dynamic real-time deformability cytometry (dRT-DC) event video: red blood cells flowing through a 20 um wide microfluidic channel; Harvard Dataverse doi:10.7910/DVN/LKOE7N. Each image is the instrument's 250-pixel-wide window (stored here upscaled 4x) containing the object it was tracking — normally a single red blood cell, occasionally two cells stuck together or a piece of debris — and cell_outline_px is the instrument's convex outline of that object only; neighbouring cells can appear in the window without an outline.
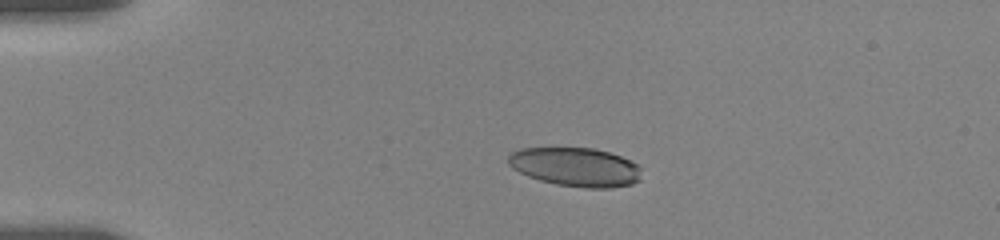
{"species": "human", "species_latin": "Homo sapiens", "temperature_condition": "room temperature", "stored_images_in_passage": 9, "camera_frame_rate_fps": 3000, "um_per_image_px": 0.085, "donor": {"sex": "female"}, "frame": {"image": 1, "passage_image": 6, "time_ms": 3.333, "image_size_px": [1000, 240], "cell_outline_px": [[640, 180], [632, 184], [612, 188], [584, 188], [556, 184], [540, 180], [528, 176], [512, 168], [508, 164], [508, 152], [520, 148], [596, 148], [632, 160], [640, 168]], "centroid_in_image_um": [48.91, 14.19], "position_along_channel_um": 36.1, "area_um2": 30.4}}
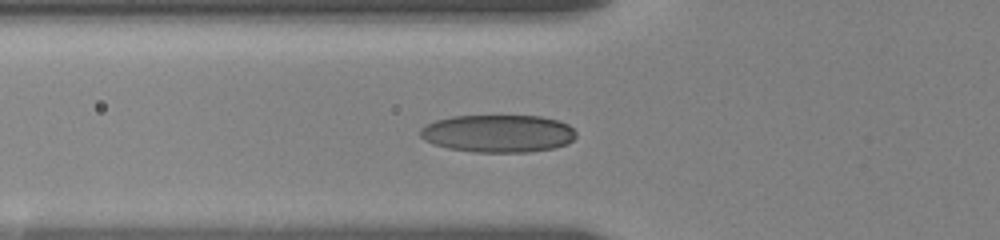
{"frame": {"image": 2, "passage_image": 9, "time_ms": 6.0, "image_size_px": [1000, 240], "cell_outline_px": [[576, 136], [568, 144], [556, 148], [528, 152], [472, 152], [448, 148], [432, 144], [424, 140], [420, 136], [420, 128], [424, 124], [436, 120], [452, 116], [540, 116], [556, 120], [568, 124], [576, 132]], "centroid_in_image_um": [42.32, 11.35], "position_along_channel_um": 83.5, "area_um2": 34.45}}